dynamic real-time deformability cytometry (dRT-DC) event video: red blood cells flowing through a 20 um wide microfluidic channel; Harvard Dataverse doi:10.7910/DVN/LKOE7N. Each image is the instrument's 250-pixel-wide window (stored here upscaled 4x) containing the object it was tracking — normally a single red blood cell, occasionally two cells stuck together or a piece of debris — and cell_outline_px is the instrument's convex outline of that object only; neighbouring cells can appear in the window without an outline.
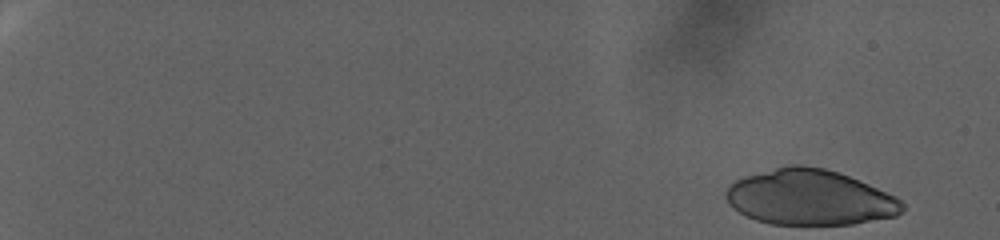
{"species": "human", "species_latin": "Homo sapiens", "temperature_condition": "warm", "stored_images_in_passage": 87, "camera_frame_rate_fps": 3000, "um_per_image_px": 0.085, "donor": {"sex": "female"}, "frame": {"image": 1, "passage_image": 1, "time_ms": 0.0, "image_size_px": [1000, 240], "cell_outline_px": [[904, 208], [896, 216], [852, 224], [772, 224], [756, 220], [732, 208], [728, 204], [724, 196], [724, 192], [728, 184], [744, 176], [788, 164], [800, 164], [824, 168], [848, 176], [868, 184], [896, 196], [904, 204]], "centroid_in_image_um": [68.79, 16.77], "position_along_channel_um": 16.2, "area_um2": 57.05}}
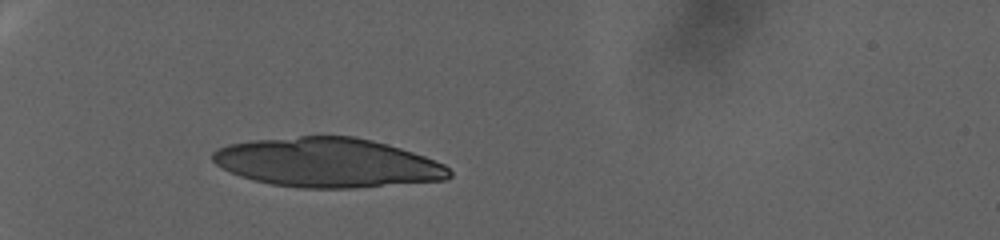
{"frame": {"image": 2, "passage_image": 31, "time_ms": 10.0, "image_size_px": [1000, 240], "cell_outline_px": [[452, 176], [444, 180], [352, 188], [296, 188], [272, 184], [240, 176], [216, 164], [212, 160], [212, 152], [228, 144], [256, 140], [300, 136], [356, 136], [372, 140], [400, 148], [424, 156], [444, 164], [452, 172]], "centroid_in_image_um": [27.86, 13.82], "position_along_channel_um": 57.1, "area_um2": 67.68}}